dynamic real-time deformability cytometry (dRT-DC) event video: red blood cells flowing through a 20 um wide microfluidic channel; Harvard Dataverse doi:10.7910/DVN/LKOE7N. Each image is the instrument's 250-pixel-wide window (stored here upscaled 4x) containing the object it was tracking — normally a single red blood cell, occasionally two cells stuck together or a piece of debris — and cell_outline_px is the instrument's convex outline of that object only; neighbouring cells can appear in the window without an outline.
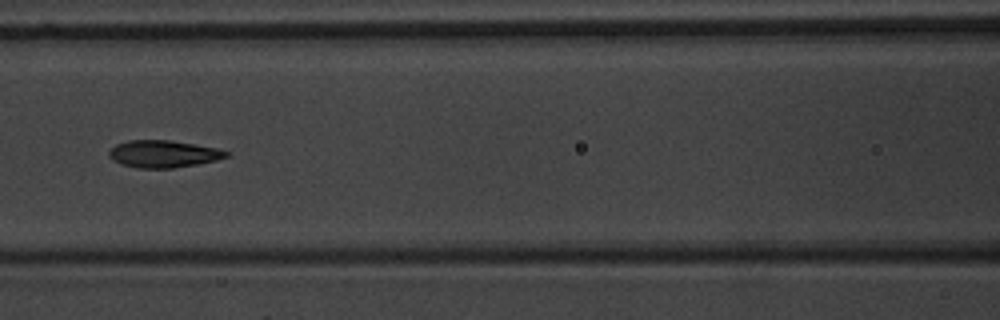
{"species": "common noctule bat (a hibernating species)", "species_latin": "Nyctalus noctula", "temperature_condition": "warm", "stored_images_in_passage": 8, "camera_frame_rate_fps": 3000, "um_per_image_px": 0.085, "animal": {"sex": "male", "body_mass_g": 20.1, "forearm_length_mm": 53.5}, "frame": {"image": 1, "passage_image": 8, "time_ms": 8.0, "image_size_px": [1000, 320], "cell_outline_px": [[228, 156], [216, 160], [196, 164], [172, 168], [136, 168], [120, 164], [112, 160], [108, 156], [108, 152], [116, 144], [128, 140], [168, 140], [216, 148], [228, 152]], "centroid_in_image_um": [13.82, 13.09], "position_along_channel_um": 152.8, "area_um2": 18.44}}